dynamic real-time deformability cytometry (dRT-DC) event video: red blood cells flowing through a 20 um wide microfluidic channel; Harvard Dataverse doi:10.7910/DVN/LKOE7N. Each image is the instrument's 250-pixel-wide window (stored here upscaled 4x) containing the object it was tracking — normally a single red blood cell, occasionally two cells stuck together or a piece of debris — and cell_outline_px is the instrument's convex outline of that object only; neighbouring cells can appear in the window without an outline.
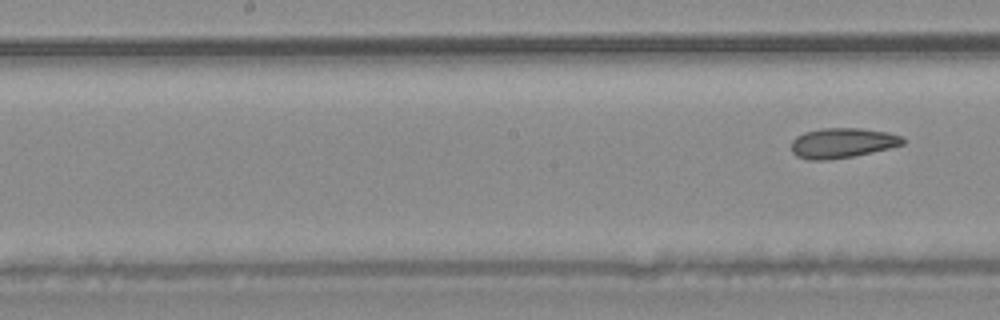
{"species": "common noctule bat (a hibernating species)", "species_latin": "Nyctalus noctula", "temperature_condition": "warm", "stored_images_in_passage": 7, "segment_of_instrument_passage": [2, 2], "camera_frame_rate_fps": 3000, "um_per_image_px": 0.085, "animal": {"sex": "male", "body_mass_g": 20.4}, "frame": {"image": 1, "passage_image": 7, "time_ms": 2.0, "image_size_px": [1000, 320], "cell_outline_px": [[904, 144], [888, 148], [852, 156], [828, 160], [808, 160], [796, 156], [792, 152], [792, 140], [796, 136], [804, 132], [820, 128], [860, 128], [888, 132], [900, 136], [904, 140]], "centroid_in_image_um": [71.55, 12.14], "position_along_channel_um": 176.7, "area_um2": 19.42}}